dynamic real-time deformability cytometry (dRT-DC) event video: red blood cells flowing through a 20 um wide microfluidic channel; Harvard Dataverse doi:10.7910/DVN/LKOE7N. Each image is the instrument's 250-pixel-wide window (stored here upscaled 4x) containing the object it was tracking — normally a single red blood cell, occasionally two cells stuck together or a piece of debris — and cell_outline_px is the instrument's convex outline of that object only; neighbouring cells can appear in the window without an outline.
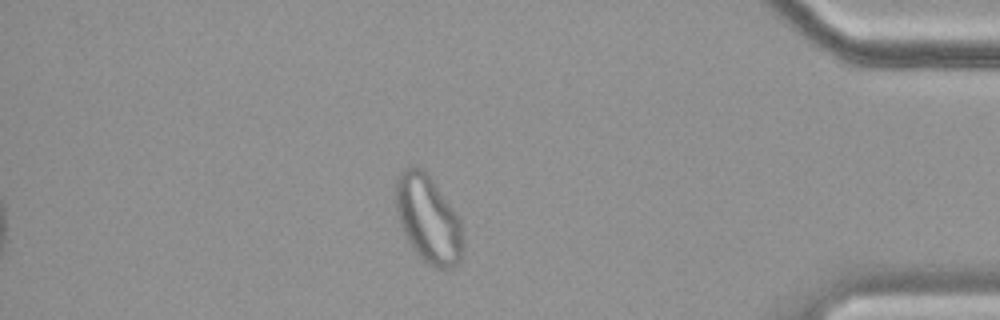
{"species": "common noctule bat (a hibernating species)", "species_latin": "Nyctalus noctula", "temperature_condition": "cold", "stored_images_in_passage": 57, "camera_frame_rate_fps": 3000, "um_per_image_px": 0.085, "animal": {"sex": "female", "body_mass_g": 19.9}, "frame": {"image": 1, "passage_image": 49, "time_ms": 16.0, "image_size_px": [1000, 320], "cell_outline_px": [[460, 260], [452, 268], [440, 268], [428, 264], [416, 252], [408, 240], [400, 224], [396, 212], [396, 176], [404, 168], [416, 164], [424, 168], [428, 172], [456, 212], [460, 220]], "centroid_in_image_um": [36.35, 18.52], "position_along_channel_um": 398.8, "area_um2": 33.93}}